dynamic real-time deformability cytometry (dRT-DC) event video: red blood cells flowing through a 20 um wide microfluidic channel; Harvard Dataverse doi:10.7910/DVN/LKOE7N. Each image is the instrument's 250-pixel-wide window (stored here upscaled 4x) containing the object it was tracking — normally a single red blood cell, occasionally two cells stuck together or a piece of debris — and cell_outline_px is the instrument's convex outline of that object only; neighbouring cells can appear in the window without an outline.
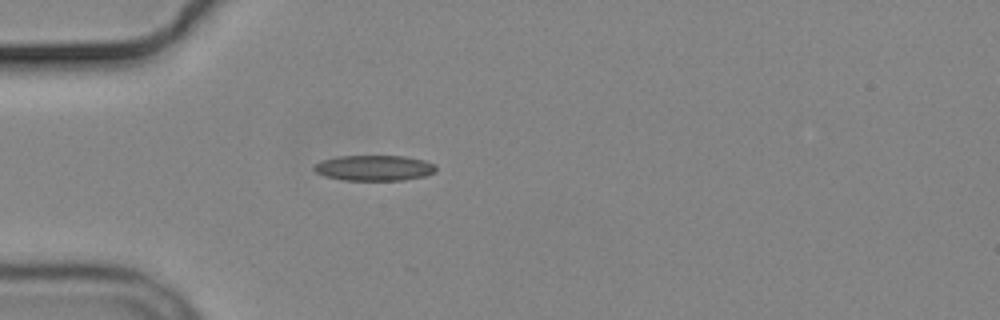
{"species": "common noctule bat (a hibernating species)", "species_latin": "Nyctalus noctula", "temperature_condition": "cold", "stored_images_in_passage": 1, "camera_frame_rate_fps": 3000, "um_per_image_px": 0.085, "animal": {"sex": "male", "body_mass_g": 19.2, "forearm_length_mm": 51.8}, "frame": {"image": 1, "passage_image": 1, "time_ms": 0.0, "image_size_px": [1000, 320], "cell_outline_px": [[436, 172], [424, 176], [404, 180], [344, 180], [324, 176], [316, 172], [312, 168], [320, 160], [340, 156], [404, 156], [424, 160], [436, 164]], "centroid_in_image_um": [31.82, 14.27], "position_along_channel_um": 53.2, "area_um2": 18.21}}